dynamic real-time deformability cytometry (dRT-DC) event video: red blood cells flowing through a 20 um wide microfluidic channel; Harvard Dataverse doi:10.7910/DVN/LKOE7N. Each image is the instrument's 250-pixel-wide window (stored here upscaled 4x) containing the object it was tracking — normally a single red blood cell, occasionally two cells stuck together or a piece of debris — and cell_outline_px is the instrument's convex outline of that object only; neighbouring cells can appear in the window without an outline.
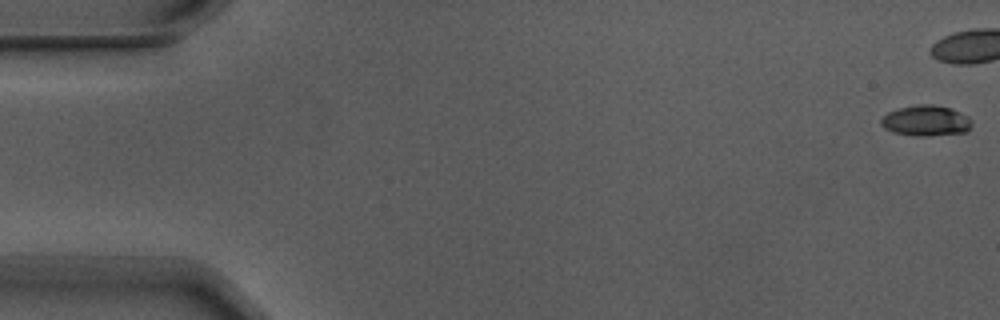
{"species": "Egyptian fruit bat (a non-hibernating species)", "species_latin": "Rousettus aegyptiacus", "temperature_condition": "warm", "stored_images_in_passage": 7, "camera_frame_rate_fps": 3000, "um_per_image_px": 0.085, "animal": {"sex": "male"}, "frame": {"image": 1, "passage_image": 1, "time_ms": 0.0, "image_size_px": [1000, 320], "cell_outline_px": [[972, 124], [964, 132], [924, 136], [916, 136], [892, 132], [884, 128], [880, 124], [880, 120], [888, 112], [900, 108], [920, 104], [932, 104], [948, 108], [960, 112], [968, 116], [972, 120]], "centroid_in_image_um": [78.68, 10.26], "position_along_channel_um": 6.3, "area_um2": 16.01}}